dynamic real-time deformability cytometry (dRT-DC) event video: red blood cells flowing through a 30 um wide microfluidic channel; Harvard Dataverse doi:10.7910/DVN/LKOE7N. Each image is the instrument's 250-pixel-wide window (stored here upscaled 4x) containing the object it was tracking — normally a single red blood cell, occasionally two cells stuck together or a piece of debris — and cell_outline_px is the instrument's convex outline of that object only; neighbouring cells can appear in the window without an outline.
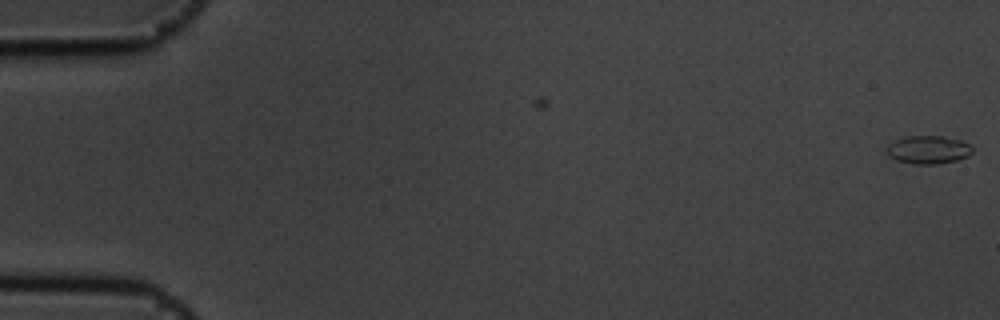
{"species": "common noctule bat (a hibernating species)", "species_latin": "Nyctalus noctula", "temperature_condition": "cold", "stored_images_in_passage": 56, "camera_frame_rate_fps": 3000, "um_per_image_px": 0.085, "animal": {"sex": "male", "body_mass_g": 19.5, "forearm_length_mm": 54.6}, "frame": {"image": 1, "passage_image": 1, "time_ms": 0.0, "image_size_px": [1000, 320], "cell_outline_px": [[972, 152], [968, 156], [956, 160], [936, 164], [912, 164], [896, 160], [888, 156], [884, 152], [884, 148], [892, 140], [908, 136], [944, 136], [960, 140], [968, 144], [972, 148]], "centroid_in_image_um": [78.82, 12.72], "position_along_channel_um": 6.2, "area_um2": 14.28}}
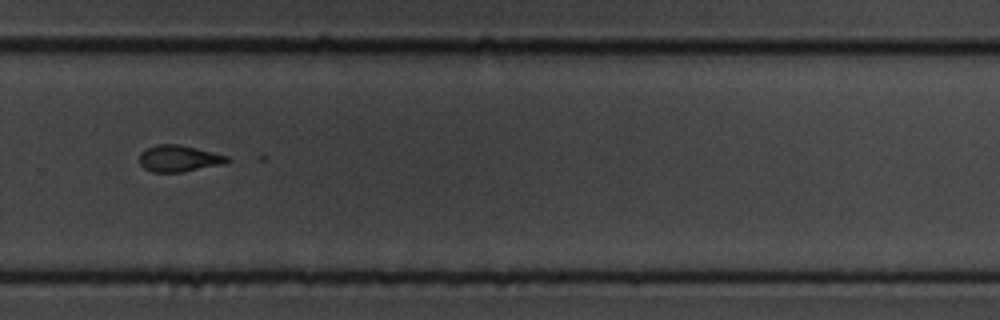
{"frame": {"image": 2, "passage_image": 39, "time_ms": 12.667, "image_size_px": [1000, 320], "cell_outline_px": [[228, 160], [224, 164], [184, 172], [152, 172], [144, 168], [140, 164], [140, 152], [156, 144], [176, 144], [196, 148], [228, 156]], "centroid_in_image_um": [15.19, 13.48], "position_along_channel_um": 314.6, "area_um2": 13.47}}
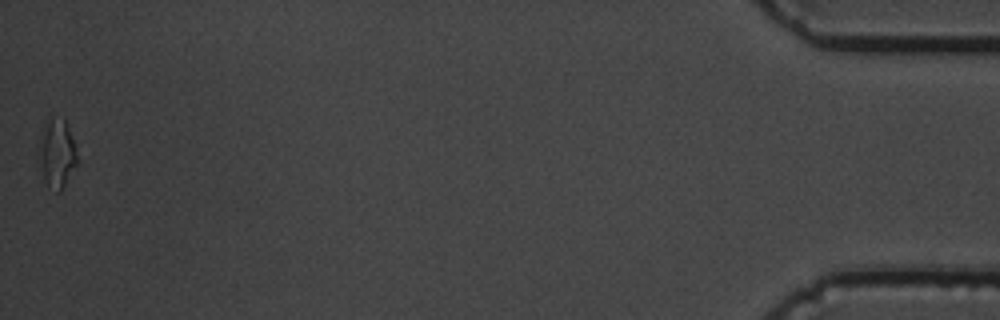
{"frame": {"image": 3, "passage_image": 56, "time_ms": 18.333, "image_size_px": [1000, 320], "cell_outline_px": [[76, 164], [60, 192], [56, 192], [48, 188], [36, 156], [48, 120], [52, 116], [64, 116], [76, 148]], "centroid_in_image_um": [4.83, 13.04], "position_along_channel_um": 430.4, "area_um2": 15.14}}